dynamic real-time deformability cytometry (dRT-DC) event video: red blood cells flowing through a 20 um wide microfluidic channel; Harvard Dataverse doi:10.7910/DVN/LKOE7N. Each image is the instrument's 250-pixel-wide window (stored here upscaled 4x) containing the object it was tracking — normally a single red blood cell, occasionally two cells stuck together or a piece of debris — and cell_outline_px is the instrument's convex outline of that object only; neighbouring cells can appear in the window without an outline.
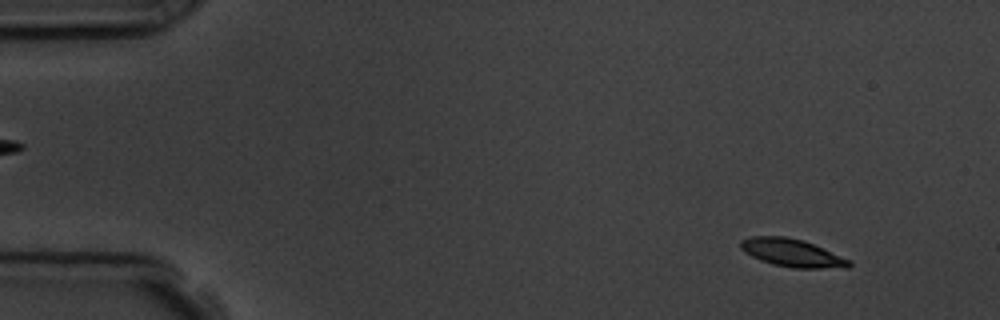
{"species": "common noctule bat (a hibernating species)", "species_latin": "Nyctalus noctula", "temperature_condition": "room temperature", "stored_images_in_passage": 4, "camera_frame_rate_fps": 3000, "um_per_image_px": 0.085, "animal": {"sex": "male", "body_mass_g": 19.5, "forearm_length_mm": 54.6}, "frame": {"image": 1, "passage_image": 1, "time_ms": 0.0, "image_size_px": [1000, 320], "cell_outline_px": [[852, 264], [848, 268], [792, 268], [772, 264], [760, 260], [744, 252], [740, 248], [740, 240], [752, 236], [784, 236], [804, 240], [852, 260]], "centroid_in_image_um": [67.34, 21.5], "position_along_channel_um": 17.7, "area_um2": 17.8}}
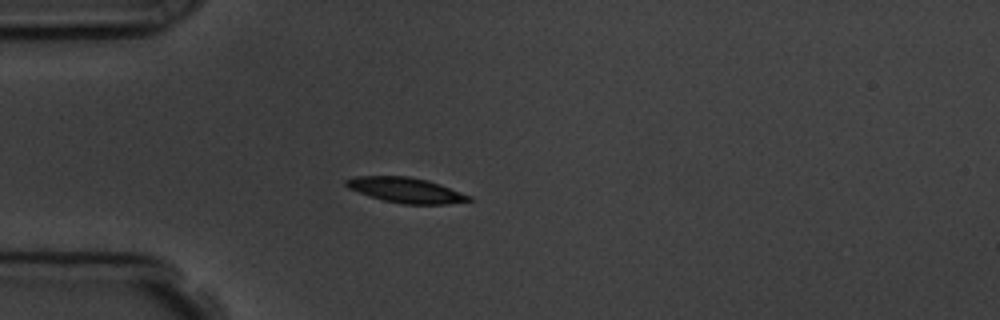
{"frame": {"image": 2, "passage_image": 4, "time_ms": 3.333, "image_size_px": [1000, 320], "cell_outline_px": [[476, 200], [448, 204], [404, 204], [384, 200], [368, 196], [348, 188], [344, 184], [344, 180], [356, 176], [408, 176], [428, 180], [440, 184], [472, 196]], "centroid_in_image_um": [34.52, 16.16], "position_along_channel_um": 50.5, "area_um2": 18.21}}